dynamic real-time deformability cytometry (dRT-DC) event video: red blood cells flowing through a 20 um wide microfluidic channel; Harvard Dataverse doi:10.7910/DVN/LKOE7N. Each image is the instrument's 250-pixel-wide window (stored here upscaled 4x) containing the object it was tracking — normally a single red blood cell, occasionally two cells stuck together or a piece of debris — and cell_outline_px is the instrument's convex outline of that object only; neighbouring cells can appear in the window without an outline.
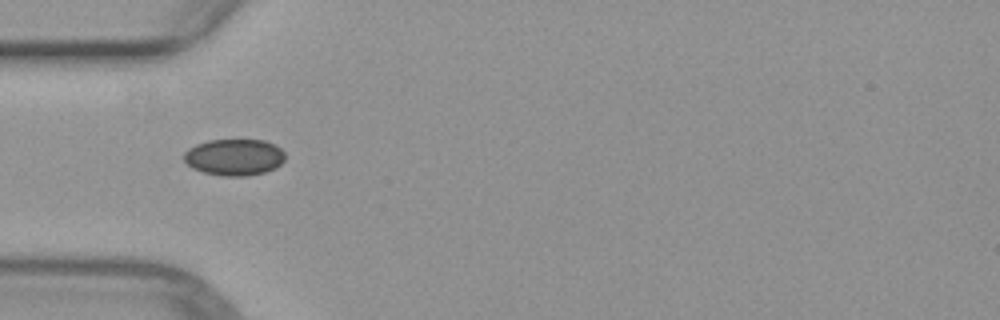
{"species": "common noctule bat (a hibernating species)", "species_latin": "Nyctalus noctula", "temperature_condition": "warm", "stored_images_in_passage": 3, "camera_frame_rate_fps": 3000, "um_per_image_px": 0.085, "animal": {"sex": "female", "body_mass_g": 29.2, "forearm_length_mm": 56.3}, "frame": {"image": 1, "passage_image": 1, "time_ms": 0.0, "image_size_px": [1000, 320], "cell_outline_px": [[284, 160], [276, 168], [264, 172], [248, 176], [220, 176], [204, 172], [192, 168], [184, 160], [184, 152], [188, 148], [196, 144], [208, 140], [264, 140], [276, 144], [284, 152]], "centroid_in_image_um": [19.91, 13.36], "position_along_channel_um": 65.1, "area_um2": 21.68}}